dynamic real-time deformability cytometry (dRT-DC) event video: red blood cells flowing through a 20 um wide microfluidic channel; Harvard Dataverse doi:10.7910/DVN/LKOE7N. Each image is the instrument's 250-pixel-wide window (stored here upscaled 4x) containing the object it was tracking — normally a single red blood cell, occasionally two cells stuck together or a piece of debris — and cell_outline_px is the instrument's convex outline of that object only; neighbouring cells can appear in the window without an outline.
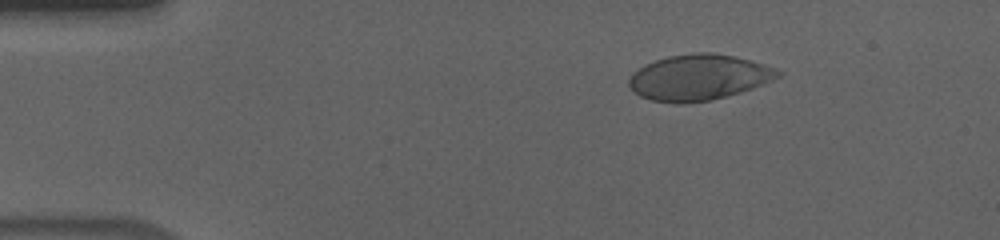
{"species": "human", "species_latin": "Homo sapiens", "temperature_condition": "cold", "stored_images_in_passage": 48, "camera_frame_rate_fps": 3000, "um_per_image_px": 0.085, "donor": {"sex": "male"}, "frame": {"image": 1, "passage_image": 1, "time_ms": 0.0, "image_size_px": [1000, 240], "cell_outline_px": [[784, 72], [780, 76], [764, 84], [740, 92], [708, 100], [680, 104], [676, 104], [652, 100], [640, 96], [628, 84], [628, 80], [632, 72], [644, 64], [668, 56], [696, 52], [712, 52], [732, 56], [764, 64], [776, 68]], "centroid_in_image_um": [59.38, 6.57], "position_along_channel_um": 25.6, "area_um2": 39.59}}
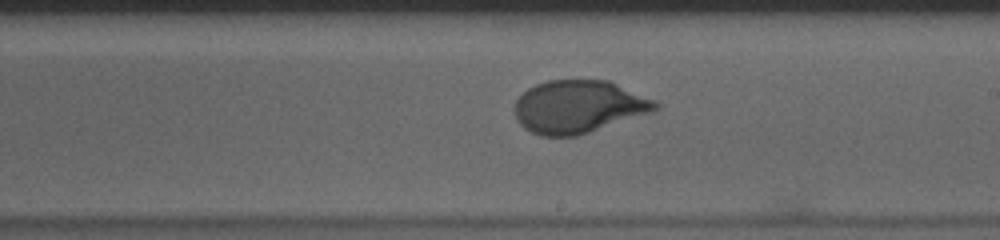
{"frame": {"image": 2, "passage_image": 25, "time_ms": 8.0, "image_size_px": [1000, 240], "cell_outline_px": [[660, 108], [652, 112], [576, 136], [540, 136], [524, 128], [516, 120], [516, 100], [528, 88], [536, 84], [548, 80], [608, 80], [656, 100], [660, 104]], "centroid_in_image_um": [49.2, 9.07], "position_along_channel_um": 239.8, "area_um2": 43.18}}
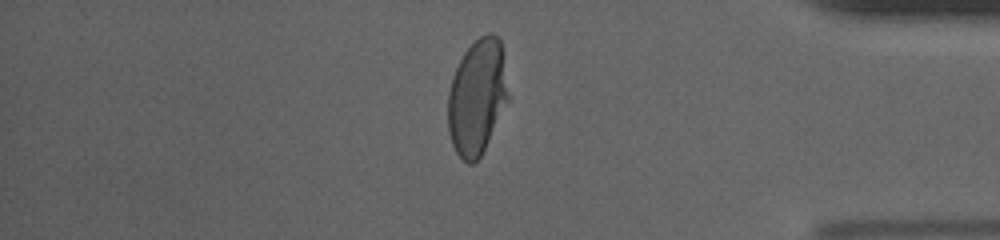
{"frame": {"image": 3, "passage_image": 40, "time_ms": 13.0, "image_size_px": [1000, 240], "cell_outline_px": [[508, 100], [480, 156], [472, 164], [468, 164], [456, 152], [452, 144], [448, 132], [448, 92], [452, 76], [464, 52], [480, 36], [488, 32], [492, 32], [500, 40], [504, 52], [508, 92]], "centroid_in_image_um": [40.55, 8.2], "position_along_channel_um": 394.7, "area_um2": 40.4}, "authors_computed_cell_mechanics": {"area_um2": 42.483, "velocity_mm_per_s": 3.6127, "shape_relaxation_time_tau1_ms": 4.6721, "shape_relaxation_time_tau2_ms": null, "deformation_change_tau1": 0.179, "deformation_change_tau2": null}}